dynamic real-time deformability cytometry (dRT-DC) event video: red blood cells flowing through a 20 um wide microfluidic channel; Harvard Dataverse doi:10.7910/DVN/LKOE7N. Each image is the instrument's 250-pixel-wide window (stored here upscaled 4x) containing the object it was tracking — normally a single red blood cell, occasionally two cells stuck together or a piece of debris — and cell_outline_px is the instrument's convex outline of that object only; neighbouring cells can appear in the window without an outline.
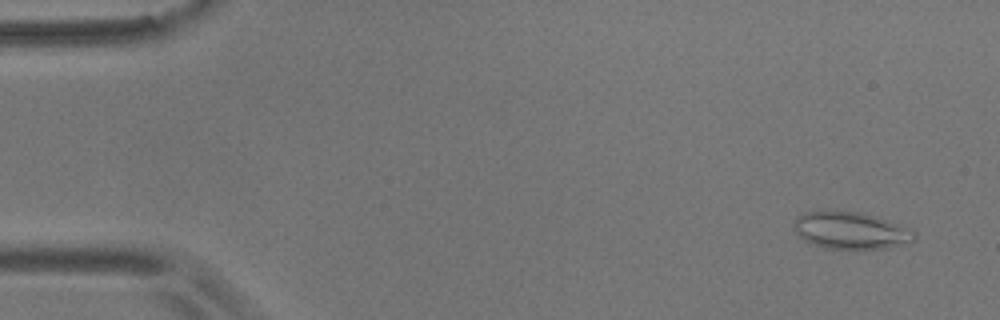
{"species": "common noctule bat (a hibernating species)", "species_latin": "Nyctalus noctula", "temperature_condition": "room temperature", "stored_images_in_passage": 18, "camera_frame_rate_fps": 3000, "um_per_image_px": 0.085, "animal": {"sex": "male", "body_mass_g": 17.9}, "frame": {"image": 1, "passage_image": 3, "time_ms": 0.667, "image_size_px": [1000, 320], "cell_outline_px": [[916, 240], [888, 248], [828, 248], [812, 244], [796, 236], [792, 228], [792, 224], [796, 216], [804, 212], [860, 212], [876, 216], [912, 228], [916, 232]], "centroid_in_image_um": [72.31, 19.59], "position_along_channel_um": 12.7, "area_um2": 26.13}}